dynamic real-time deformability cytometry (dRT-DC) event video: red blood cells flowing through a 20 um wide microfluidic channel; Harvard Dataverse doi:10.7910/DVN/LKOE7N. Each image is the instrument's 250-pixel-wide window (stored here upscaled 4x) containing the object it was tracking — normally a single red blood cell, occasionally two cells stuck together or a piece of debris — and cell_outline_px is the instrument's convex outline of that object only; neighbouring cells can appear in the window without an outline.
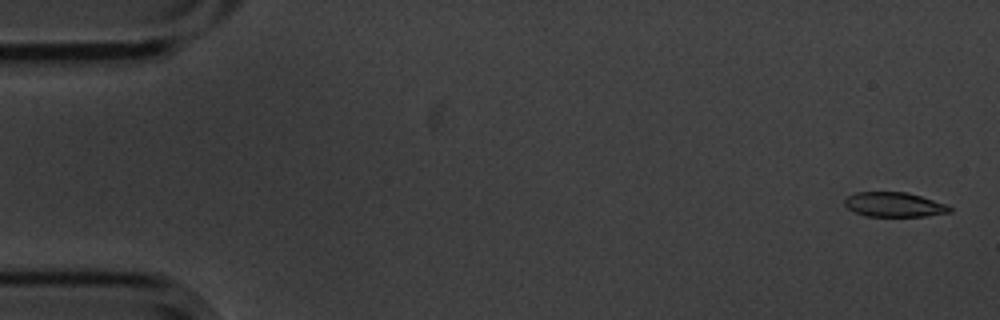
{"species": "common noctule bat (a hibernating species)", "species_latin": "Nyctalus noctula", "temperature_condition": "cold", "stored_images_in_passage": 8, "camera_frame_rate_fps": 3000, "um_per_image_px": 0.085, "animal": {"sex": "male", "body_mass_g": 20.1, "forearm_length_mm": 53.5}, "frame": {"image": 1, "passage_image": 1, "time_ms": 0.0, "image_size_px": [1000, 320], "cell_outline_px": [[952, 212], [924, 216], [864, 216], [848, 208], [844, 204], [844, 200], [848, 196], [856, 192], [908, 192], [944, 204], [952, 208]], "centroid_in_image_um": [75.98, 17.39], "position_along_channel_um": 9.0, "area_um2": 14.91}}
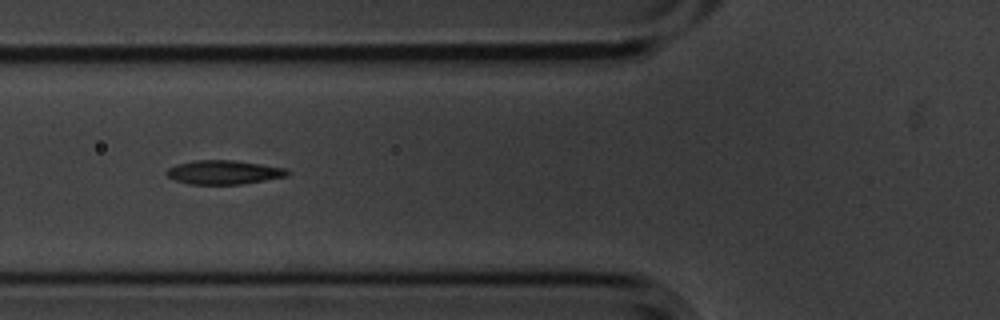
{"frame": {"image": 2, "passage_image": 6, "time_ms": 1.667, "image_size_px": [1000, 320], "cell_outline_px": [[292, 172], [288, 176], [240, 184], [188, 184], [176, 180], [168, 176], [164, 172], [168, 168], [176, 164], [192, 160], [236, 160], [288, 168]], "centroid_in_image_um": [19.05, 14.63], "position_along_channel_um": 106.8, "area_um2": 17.05}}
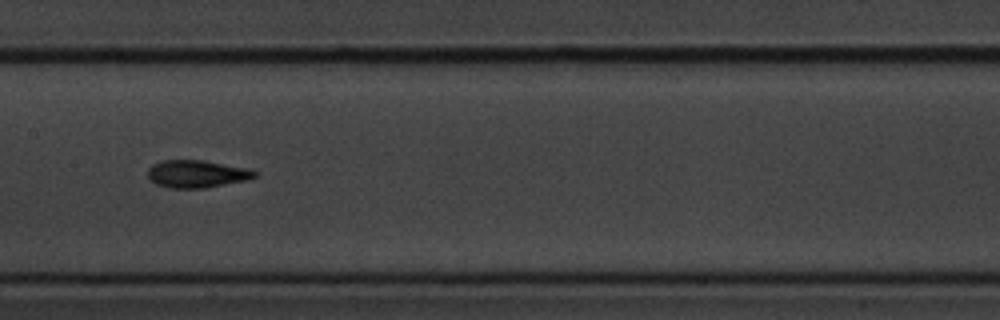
{"frame": {"image": 3, "passage_image": 8, "time_ms": 2.333, "image_size_px": [1000, 320], "cell_outline_px": [[260, 172], [256, 176], [248, 180], [204, 188], [168, 188], [156, 184], [148, 176], [148, 168], [152, 164], [164, 160], [204, 160], [248, 168]], "centroid_in_image_um": [16.76, 14.78], "position_along_channel_um": 190.6, "area_um2": 17.28}}